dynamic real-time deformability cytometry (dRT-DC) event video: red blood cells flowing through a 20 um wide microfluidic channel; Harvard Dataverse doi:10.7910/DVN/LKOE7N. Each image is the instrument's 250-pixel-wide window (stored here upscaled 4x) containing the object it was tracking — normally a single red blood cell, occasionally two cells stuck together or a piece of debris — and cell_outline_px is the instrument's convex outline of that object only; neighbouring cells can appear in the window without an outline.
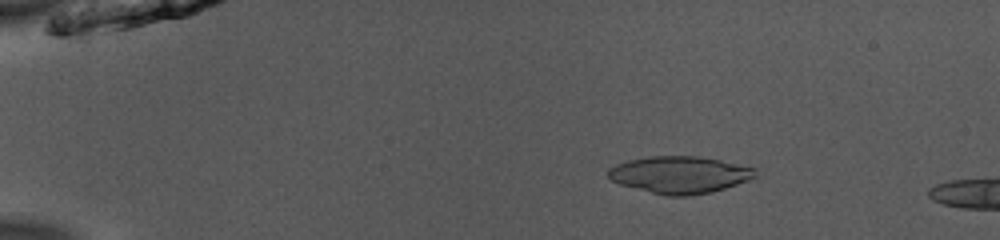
{"species": "common noctule bat (a hibernating species)", "species_latin": "Nyctalus noctula", "temperature_condition": "room temperature", "stored_images_in_passage": 15, "camera_frame_rate_fps": 3000, "um_per_image_px": 0.085, "animal": {"sex": "male", "body_mass_g": 13.0, "forearm_length_mm": 53.1}, "frame": {"image": 1, "passage_image": 9, "time_ms": 2.667, "image_size_px": [1000, 240], "cell_outline_px": [[756, 176], [748, 180], [712, 192], [688, 196], [668, 196], [620, 184], [612, 180], [608, 176], [608, 168], [616, 164], [628, 160], [652, 156], [696, 156], [720, 160], [756, 168]], "centroid_in_image_um": [57.77, 14.85], "position_along_channel_um": 27.2, "area_um2": 31.5}}